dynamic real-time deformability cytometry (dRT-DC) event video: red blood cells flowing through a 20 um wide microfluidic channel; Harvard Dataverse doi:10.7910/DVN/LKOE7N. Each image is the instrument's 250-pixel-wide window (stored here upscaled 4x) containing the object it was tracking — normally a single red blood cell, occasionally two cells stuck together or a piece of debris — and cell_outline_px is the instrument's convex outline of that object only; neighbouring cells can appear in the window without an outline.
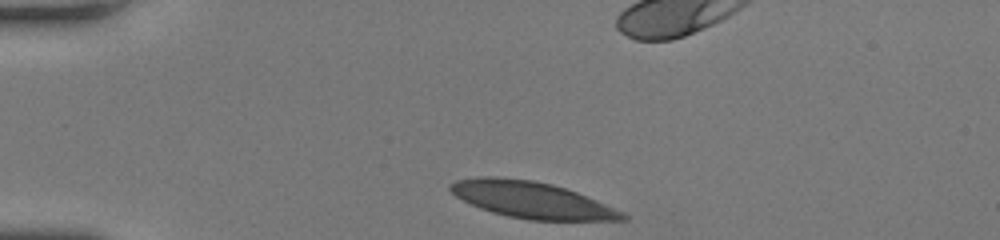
{"species": "human", "species_latin": "Homo sapiens", "temperature_condition": "room temperature", "stored_images_in_passage": 32, "camera_frame_rate_fps": 3000, "um_per_image_px": 0.085, "donor": {"sex": "female"}, "frame": {"image": 1, "passage_image": 1, "time_ms": 0.0, "image_size_px": [1000, 240], "cell_outline_px": [[628, 220], [528, 220], [508, 216], [492, 212], [480, 208], [456, 196], [448, 188], [448, 184], [456, 180], [480, 176], [496, 176], [532, 180], [552, 184], [588, 196], [624, 212], [628, 216]], "centroid_in_image_um": [45.2, 16.98], "position_along_channel_um": 39.8, "area_um2": 36.53}}
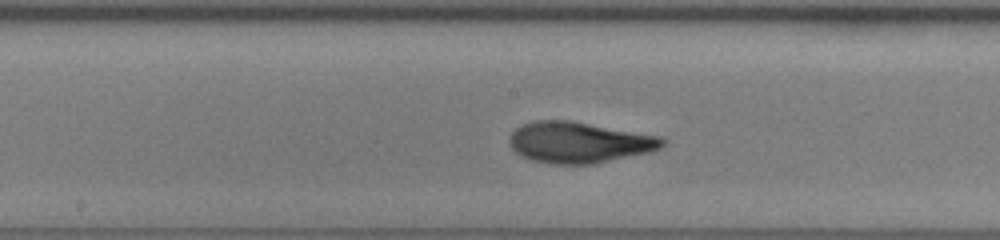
{"frame": {"image": 2, "passage_image": 16, "time_ms": 5.0, "image_size_px": [1000, 240], "cell_outline_px": [[664, 144], [660, 148], [652, 152], [592, 164], [548, 164], [532, 160], [520, 156], [512, 148], [508, 140], [512, 132], [516, 128], [532, 120], [568, 120], [664, 136]], "centroid_in_image_um": [49.23, 12.1], "position_along_channel_um": 199.0, "area_um2": 36.88}}
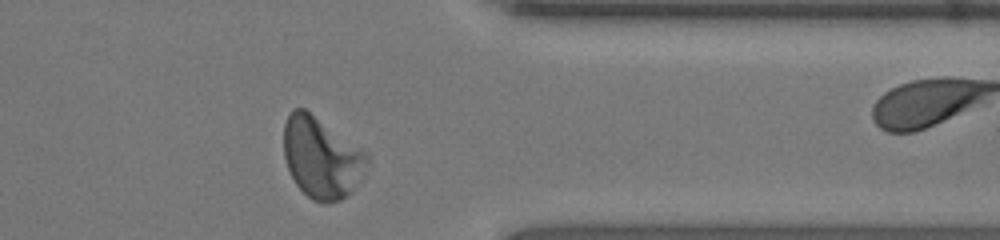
{"frame": {"image": 3, "passage_image": 30, "time_ms": 9.667, "image_size_px": [1000, 240], "cell_outline_px": [[368, 160], [352, 192], [348, 196], [340, 200], [328, 204], [324, 204], [312, 200], [296, 184], [288, 168], [284, 156], [284, 124], [288, 112], [292, 108], [304, 108], [368, 152]], "centroid_in_image_um": [27.3, 13.39], "position_along_channel_um": 384.1, "area_um2": 39.3}}